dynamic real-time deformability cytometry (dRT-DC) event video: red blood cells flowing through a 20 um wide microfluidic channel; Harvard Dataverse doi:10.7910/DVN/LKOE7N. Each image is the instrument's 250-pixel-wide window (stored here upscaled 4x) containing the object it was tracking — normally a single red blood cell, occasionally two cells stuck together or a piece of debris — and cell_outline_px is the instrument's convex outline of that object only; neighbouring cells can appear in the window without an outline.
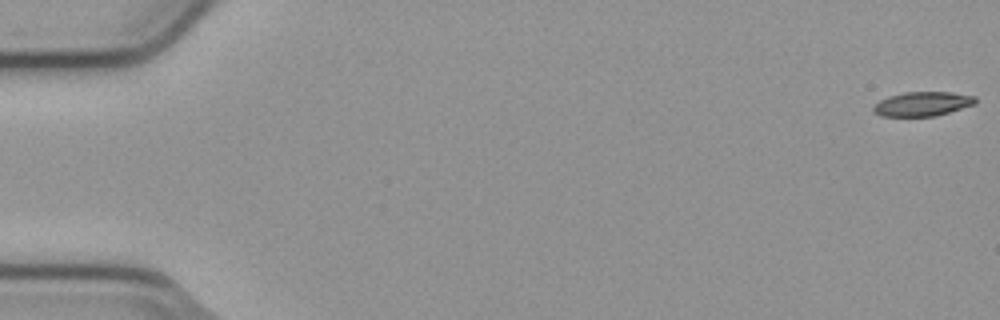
{"species": "common noctule bat (a hibernating species)", "species_latin": "Nyctalus noctula", "temperature_condition": "cold", "stored_images_in_passage": 55, "camera_frame_rate_fps": 3000, "um_per_image_px": 0.085, "animal": {"sex": "male", "body_mass_g": 23.1, "forearm_length_mm": 52.7}, "frame": {"image": 1, "passage_image": 1, "time_ms": 0.0, "image_size_px": [1000, 320], "cell_outline_px": [[976, 104], [936, 116], [880, 116], [872, 112], [872, 108], [880, 100], [888, 96], [904, 92], [952, 92], [976, 96]], "centroid_in_image_um": [78.41, 8.83], "position_along_channel_um": 6.6, "area_um2": 14.57}}
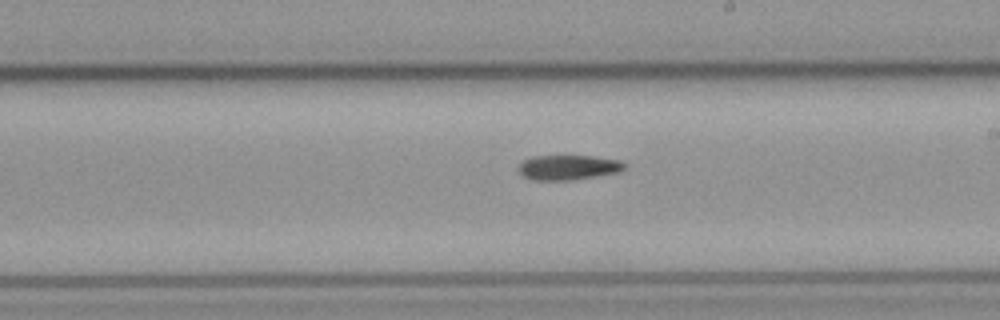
{"frame": {"image": 2, "passage_image": 32, "time_ms": 10.333, "image_size_px": [1000, 320], "cell_outline_px": [[628, 164], [620, 172], [572, 180], [532, 180], [524, 176], [516, 168], [524, 160], [532, 156], [592, 156], [620, 160]], "centroid_in_image_um": [48.31, 14.23], "position_along_channel_um": 240.7, "area_um2": 15.43}}
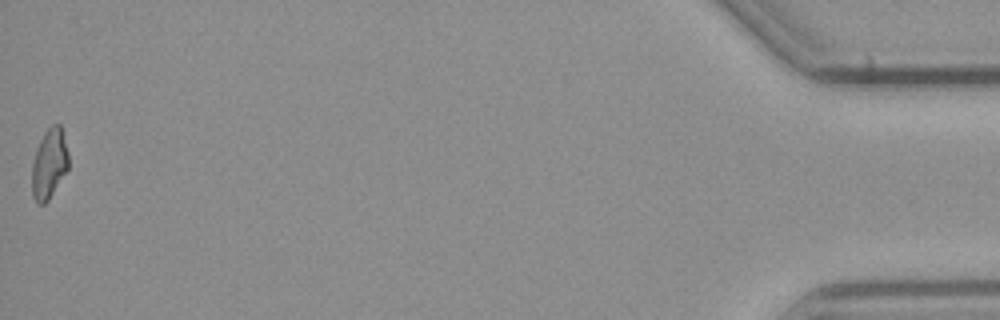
{"frame": {"image": 3, "passage_image": 55, "time_ms": 18.0, "image_size_px": [1000, 320], "cell_outline_px": [[68, 168], [48, 200], [44, 204], [36, 204], [32, 196], [32, 164], [40, 140], [44, 132], [52, 124], [60, 124], [68, 152]], "centroid_in_image_um": [4.17, 13.93], "position_along_channel_um": 431.0, "area_um2": 14.74}}